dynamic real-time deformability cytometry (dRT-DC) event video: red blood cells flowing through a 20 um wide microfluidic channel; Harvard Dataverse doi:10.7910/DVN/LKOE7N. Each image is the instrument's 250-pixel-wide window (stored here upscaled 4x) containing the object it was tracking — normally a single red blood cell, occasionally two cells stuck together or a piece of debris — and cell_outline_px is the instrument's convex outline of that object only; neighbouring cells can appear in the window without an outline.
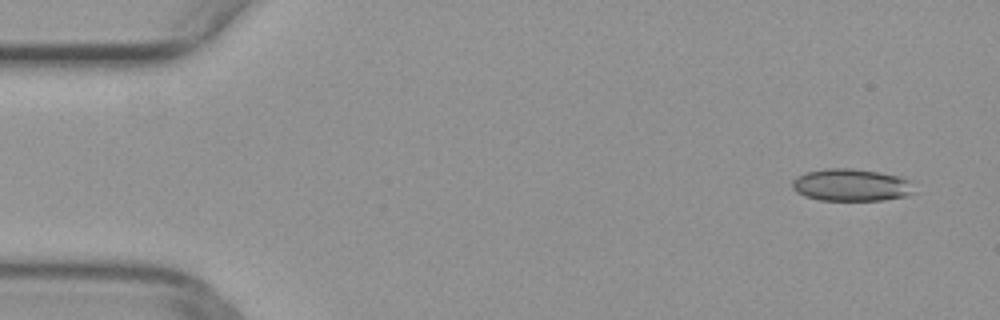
{"species": "common noctule bat (a hibernating species)", "species_latin": "Nyctalus noctula", "temperature_condition": "warm", "stored_images_in_passage": 48, "camera_frame_rate_fps": 3000, "um_per_image_px": 0.085, "animal": {"sex": "female", "body_mass_g": 29.2, "forearm_length_mm": 56.3}, "frame": {"image": 1, "passage_image": 1, "time_ms": 0.0, "image_size_px": [1000, 320], "cell_outline_px": [[916, 192], [908, 196], [884, 200], [820, 200], [804, 196], [796, 192], [792, 188], [792, 180], [796, 176], [808, 172], [828, 168], [852, 168], [880, 172], [900, 176], [908, 180]], "centroid_in_image_um": [72.36, 15.73], "position_along_channel_um": 12.6, "area_um2": 23.12}}
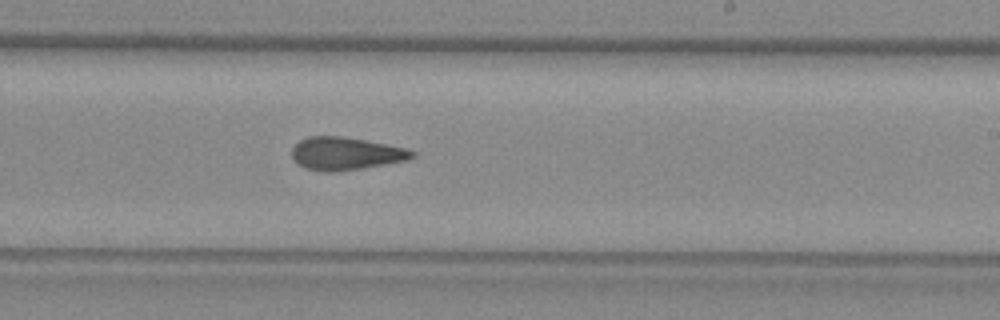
{"frame": {"image": 2, "passage_image": 28, "time_ms": 9.0, "image_size_px": [1000, 320], "cell_outline_px": [[416, 156], [404, 160], [384, 164], [336, 172], [324, 172], [308, 168], [300, 164], [292, 156], [292, 148], [300, 140], [308, 136], [340, 136], [364, 140], [408, 148], [416, 152]], "centroid_in_image_um": [29.4, 13.04], "position_along_channel_um": 259.6, "area_um2": 22.66}}
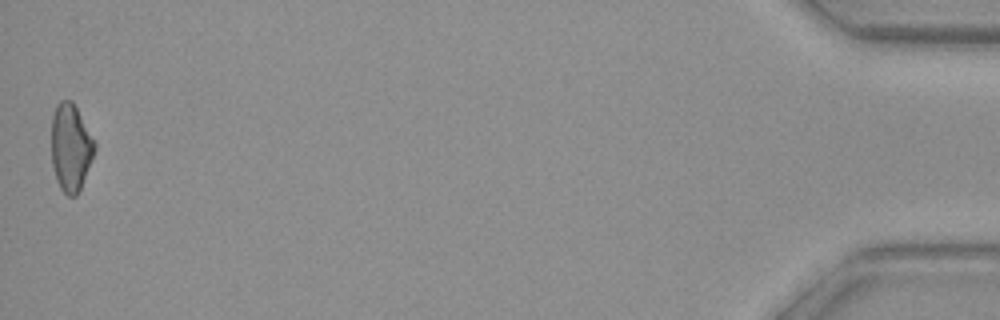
{"frame": {"image": 3, "passage_image": 48, "time_ms": 15.667, "image_size_px": [1000, 320], "cell_outline_px": [[96, 148], [80, 188], [76, 196], [68, 196], [60, 188], [56, 180], [52, 164], [52, 116], [56, 104], [60, 100], [72, 100], [96, 144]], "centroid_in_image_um": [5.99, 12.52], "position_along_channel_um": 429.2, "area_um2": 21.73}}